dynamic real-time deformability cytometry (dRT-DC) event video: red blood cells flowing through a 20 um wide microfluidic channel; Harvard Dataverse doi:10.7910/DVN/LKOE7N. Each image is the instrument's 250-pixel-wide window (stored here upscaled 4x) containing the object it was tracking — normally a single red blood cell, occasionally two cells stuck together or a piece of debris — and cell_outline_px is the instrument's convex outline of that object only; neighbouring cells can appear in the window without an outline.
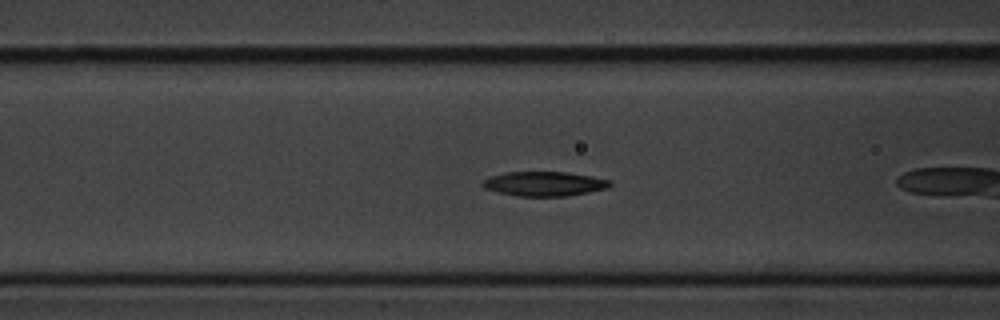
{"species": "common noctule bat (a hibernating species)", "species_latin": "Nyctalus noctula", "temperature_condition": "cold", "stored_images_in_passage": 15, "camera_frame_rate_fps": 3000, "um_per_image_px": 0.085, "animal": {"sex": "male", "body_mass_g": 20.1, "forearm_length_mm": 53.5}, "frame": {"image": 1, "passage_image": 7, "time_ms": 2.0, "image_size_px": [1000, 320], "cell_outline_px": [[612, 184], [608, 188], [568, 196], [516, 196], [484, 188], [480, 184], [484, 180], [492, 176], [508, 172], [564, 172], [592, 176], [612, 180]], "centroid_in_image_um": [46.3, 15.62], "position_along_channel_um": 120.3, "area_um2": 18.09}}
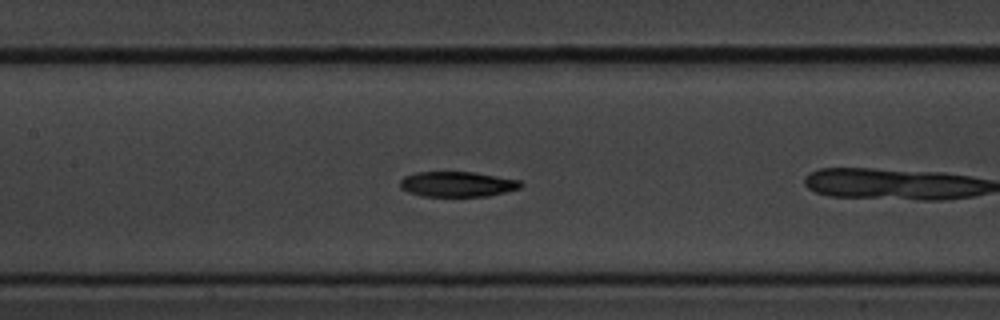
{"frame": {"image": 2, "passage_image": 11, "time_ms": 3.333, "image_size_px": [1000, 320], "cell_outline_px": [[524, 184], [520, 188], [488, 196], [420, 196], [408, 192], [400, 188], [400, 180], [404, 176], [416, 172], [472, 172], [520, 180]], "centroid_in_image_um": [38.85, 15.65], "position_along_channel_um": 168.6, "area_um2": 17.74}}